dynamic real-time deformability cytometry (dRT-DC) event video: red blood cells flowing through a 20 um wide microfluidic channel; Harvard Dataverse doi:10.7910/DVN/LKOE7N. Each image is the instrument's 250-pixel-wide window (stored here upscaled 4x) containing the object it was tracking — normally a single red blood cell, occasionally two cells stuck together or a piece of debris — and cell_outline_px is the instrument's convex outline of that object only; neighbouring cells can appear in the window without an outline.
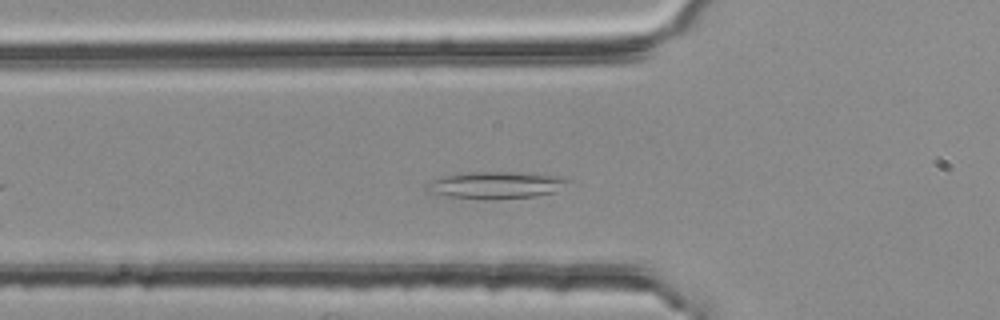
{"species": "common noctule bat (a hibernating species)", "species_latin": "Nyctalus noctula", "temperature_condition": "room temperature", "stored_images_in_passage": 38, "camera_frame_rate_fps": 3000, "um_per_image_px": 0.085, "animal": {"sex": "female", "body_mass_g": 25.1}, "frame": {"image": 1, "passage_image": 8, "time_ms": 2.333, "image_size_px": [1000, 320], "cell_outline_px": [[572, 180], [556, 192], [536, 196], [488, 200], [448, 196], [428, 192], [424, 188], [424, 184], [444, 176], [456, 172], [508, 172], [552, 176]], "centroid_in_image_um": [42.07, 15.74], "position_along_channel_um": 83.7, "area_um2": 22.2}}
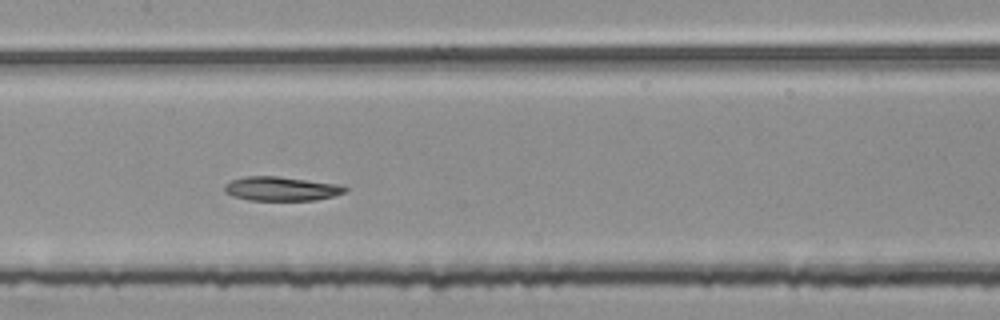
{"frame": {"image": 2, "passage_image": 16, "time_ms": 5.0, "image_size_px": [1000, 320], "cell_outline_px": [[348, 188], [344, 192], [332, 196], [316, 200], [248, 200], [232, 196], [224, 192], [224, 184], [232, 180], [244, 176], [276, 176], [340, 184]], "centroid_in_image_um": [23.87, 16.04], "position_along_channel_um": 183.5, "area_um2": 16.94}}
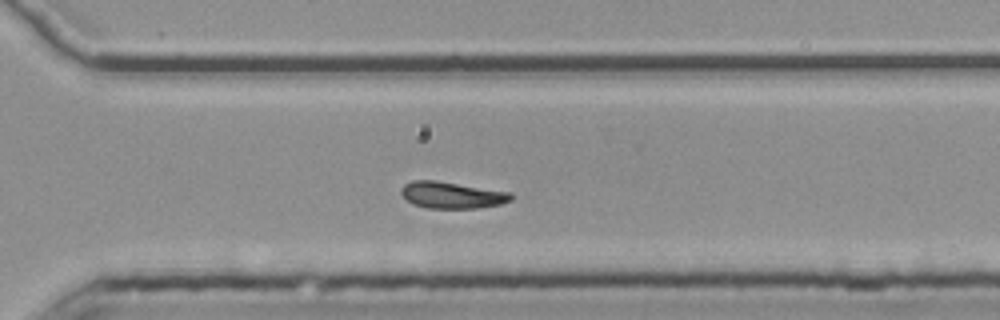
{"frame": {"image": 3, "passage_image": 28, "time_ms": 9.0, "image_size_px": [1000, 320], "cell_outline_px": [[512, 200], [500, 204], [476, 208], [428, 208], [412, 204], [400, 192], [400, 188], [404, 184], [412, 180], [436, 180], [512, 192]], "centroid_in_image_um": [38.41, 16.57], "position_along_channel_um": 332.2, "area_um2": 17.11}}